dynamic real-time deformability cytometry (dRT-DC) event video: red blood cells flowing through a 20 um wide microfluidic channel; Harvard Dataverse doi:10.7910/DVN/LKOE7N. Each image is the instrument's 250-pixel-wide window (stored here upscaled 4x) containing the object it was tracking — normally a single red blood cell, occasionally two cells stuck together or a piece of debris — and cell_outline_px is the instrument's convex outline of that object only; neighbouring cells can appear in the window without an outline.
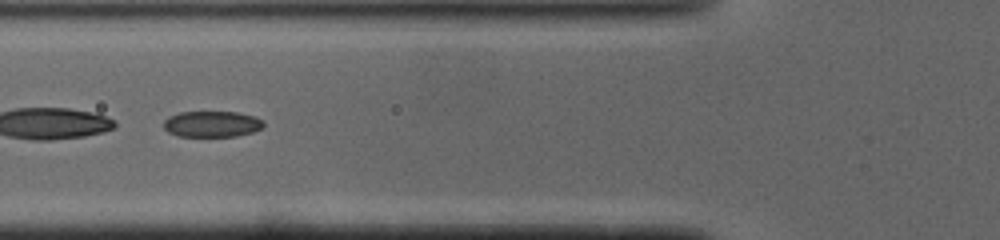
{"species": "common noctule bat (a hibernating species)", "species_latin": "Nyctalus noctula", "temperature_condition": "cold", "stored_images_in_passage": 48, "segment_of_instrument_passage": [2, 2], "camera_frame_rate_fps": 3000, "um_per_image_px": 0.085, "animal": {"sex": "male", "body_mass_g": 19.0, "forearm_length_mm": 50.8}, "frame": {"image": 1, "passage_image": 18, "time_ms": 5.667, "image_size_px": [1000, 240], "cell_outline_px": [[264, 124], [260, 128], [252, 132], [236, 136], [176, 136], [168, 132], [164, 128], [164, 120], [168, 116], [180, 112], [236, 112], [252, 116], [260, 120]], "centroid_in_image_um": [17.94, 10.54], "position_along_channel_um": 107.9, "area_um2": 14.97}}
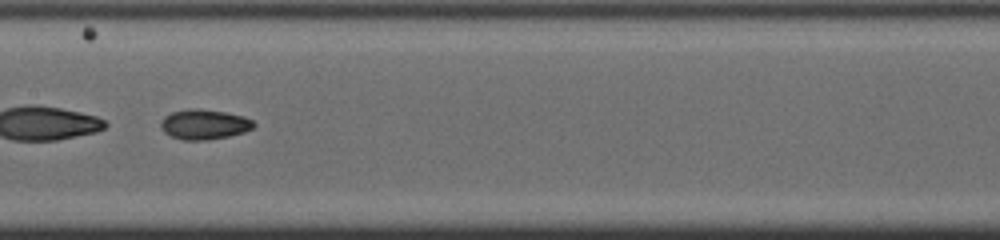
{"frame": {"image": 2, "passage_image": 24, "time_ms": 7.667, "image_size_px": [1000, 240], "cell_outline_px": [[256, 124], [252, 128], [244, 132], [228, 136], [208, 140], [184, 140], [172, 136], [164, 132], [160, 124], [164, 116], [172, 112], [188, 108], [200, 108], [224, 112], [244, 116], [252, 120]], "centroid_in_image_um": [17.36, 10.56], "position_along_channel_um": 190.0, "area_um2": 16.24}}
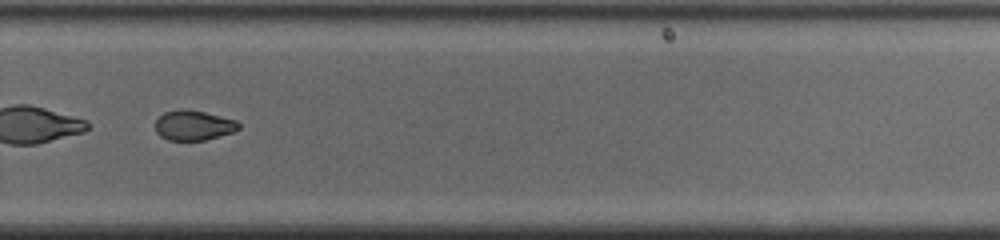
{"frame": {"image": 3, "passage_image": 33, "time_ms": 10.667, "image_size_px": [1000, 240], "cell_outline_px": [[240, 128], [232, 132], [204, 140], [168, 140], [160, 136], [156, 132], [156, 120], [164, 112], [180, 108], [184, 108], [204, 112], [236, 120], [240, 124]], "centroid_in_image_um": [16.43, 10.64], "position_along_channel_um": 313.4, "area_um2": 14.51}}